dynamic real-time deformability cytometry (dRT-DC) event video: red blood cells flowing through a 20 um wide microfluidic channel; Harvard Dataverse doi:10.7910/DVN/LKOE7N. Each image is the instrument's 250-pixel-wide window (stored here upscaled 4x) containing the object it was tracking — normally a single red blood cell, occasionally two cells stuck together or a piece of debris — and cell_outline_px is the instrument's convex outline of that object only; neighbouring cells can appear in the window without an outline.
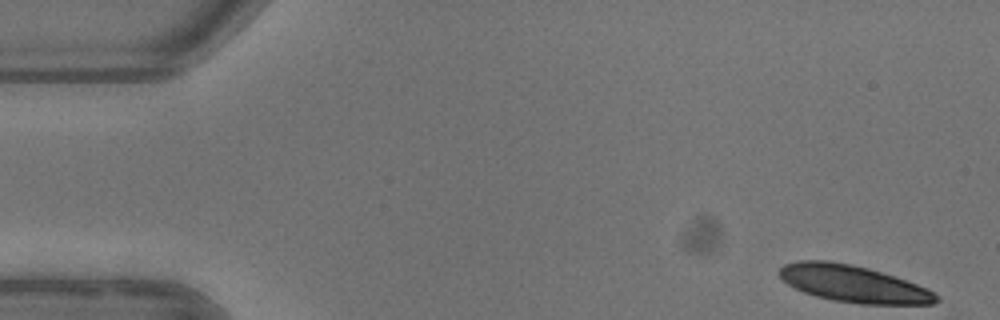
{"species": "common noctule bat (a hibernating species)", "species_latin": "Nyctalus noctula", "temperature_condition": "warm", "stored_images_in_passage": 5, "camera_frame_rate_fps": 3000, "um_per_image_px": 0.085, "animal": {"sex": "female"}, "frame": {"image": 1, "passage_image": 1, "time_ms": 0.0, "image_size_px": [1000, 320], "cell_outline_px": [[940, 300], [932, 304], [860, 304], [832, 300], [816, 296], [804, 292], [788, 284], [780, 276], [780, 268], [784, 264], [800, 260], [828, 260], [852, 264], [868, 268], [928, 288], [940, 296]], "centroid_in_image_um": [72.55, 24.12], "position_along_channel_um": 12.5, "area_um2": 33.52}}